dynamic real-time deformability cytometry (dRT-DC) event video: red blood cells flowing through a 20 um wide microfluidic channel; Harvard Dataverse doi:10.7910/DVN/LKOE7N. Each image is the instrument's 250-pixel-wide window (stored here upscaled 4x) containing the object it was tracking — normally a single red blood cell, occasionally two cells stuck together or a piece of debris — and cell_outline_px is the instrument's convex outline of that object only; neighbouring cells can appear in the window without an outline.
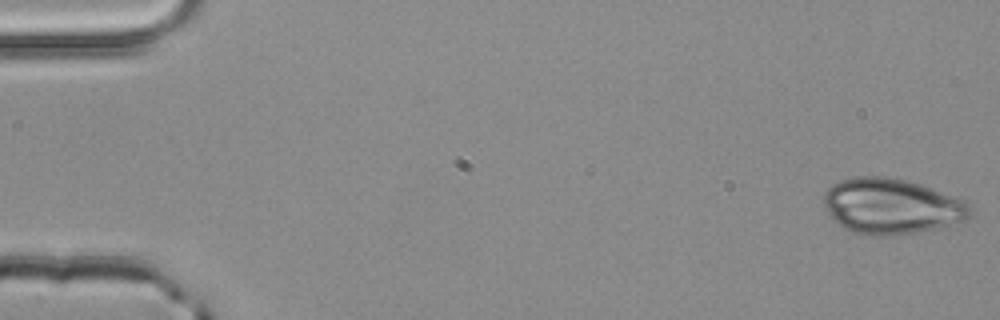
{"species": "common noctule bat (a hibernating species)", "species_latin": "Nyctalus noctula", "temperature_condition": "room temperature", "stored_images_in_passage": 51, "camera_frame_rate_fps": 3000, "um_per_image_px": 0.085, "animal": {"sex": "male", "body_mass_g": 20.4}, "frame": {"image": 1, "passage_image": 1, "time_ms": 0.0, "image_size_px": [1000, 320], "cell_outline_px": [[972, 212], [964, 220], [916, 232], [884, 236], [872, 236], [852, 232], [840, 224], [828, 212], [824, 204], [824, 192], [832, 184], [840, 180], [852, 176], [884, 176], [908, 180], [920, 184], [964, 200], [968, 204]], "centroid_in_image_um": [75.73, 17.5], "position_along_channel_um": 9.3, "area_um2": 46.88}}
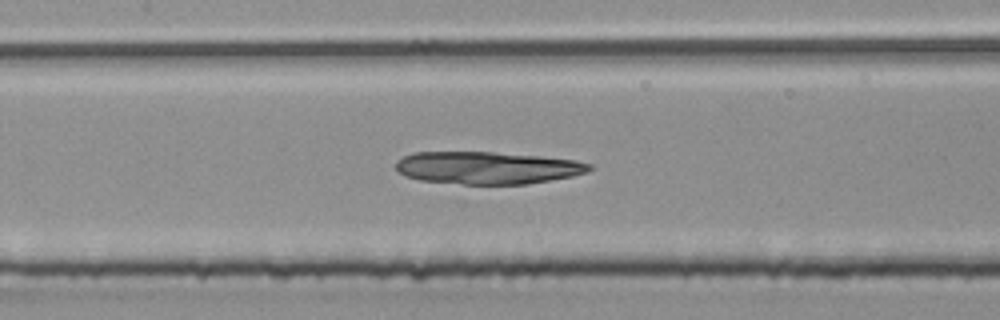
{"frame": {"image": 2, "passage_image": 24, "time_ms": 7.667, "image_size_px": [1000, 320], "cell_outline_px": [[592, 168], [588, 172], [572, 176], [528, 184], [464, 184], [420, 180], [404, 176], [396, 168], [396, 160], [412, 152], [492, 152], [536, 156], [576, 160], [592, 164]], "centroid_in_image_um": [41.41, 14.26], "position_along_channel_um": 166.0, "area_um2": 36.47}}
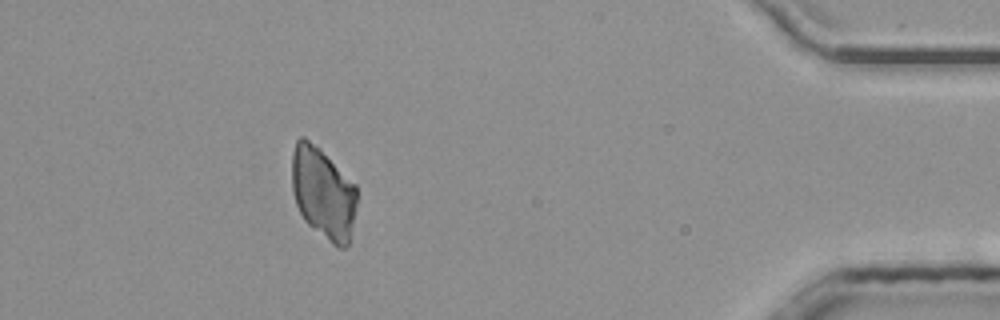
{"frame": {"image": 3, "passage_image": 46, "time_ms": 15.0, "image_size_px": [1000, 320], "cell_outline_px": [[356, 204], [348, 248], [340, 248], [332, 244], [312, 228], [304, 220], [296, 204], [292, 192], [292, 152], [296, 140], [300, 136], [304, 136], [320, 148], [356, 184]], "centroid_in_image_um": [27.45, 16.4], "position_along_channel_um": 407.7, "area_um2": 34.91}}